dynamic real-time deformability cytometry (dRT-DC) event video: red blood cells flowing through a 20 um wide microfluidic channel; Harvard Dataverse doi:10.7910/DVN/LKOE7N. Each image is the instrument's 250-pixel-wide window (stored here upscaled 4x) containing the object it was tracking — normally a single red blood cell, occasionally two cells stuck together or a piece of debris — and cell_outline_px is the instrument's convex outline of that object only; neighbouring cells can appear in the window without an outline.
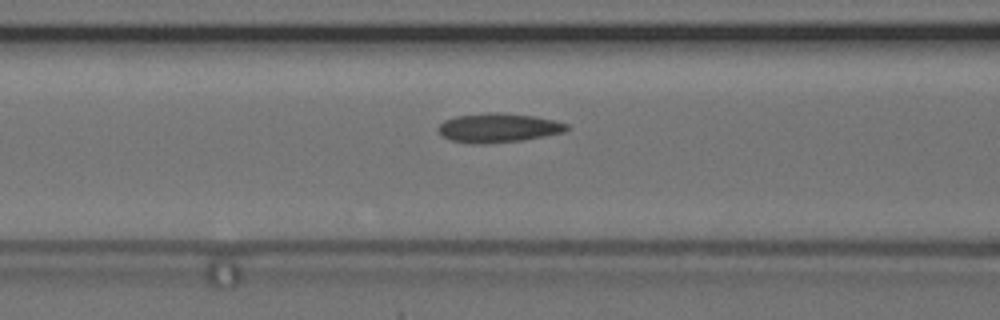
{"species": "common noctule bat (a hibernating species)", "species_latin": "Nyctalus noctula", "temperature_condition": "cold", "stored_images_in_passage": 16, "camera_frame_rate_fps": 3000, "um_per_image_px": 0.085, "animal": {"sex": "female", "body_mass_g": 24.6, "forearm_length_mm": 56.2}, "frame": {"image": 1, "passage_image": 14, "time_ms": 4.333, "image_size_px": [1000, 320], "cell_outline_px": [[568, 128], [564, 132], [524, 140], [484, 144], [472, 144], [452, 140], [440, 136], [436, 128], [444, 120], [456, 116], [488, 112], [496, 112], [536, 116], [568, 124]], "centroid_in_image_um": [42.31, 10.87], "position_along_channel_um": 124.3, "area_um2": 21.96}}